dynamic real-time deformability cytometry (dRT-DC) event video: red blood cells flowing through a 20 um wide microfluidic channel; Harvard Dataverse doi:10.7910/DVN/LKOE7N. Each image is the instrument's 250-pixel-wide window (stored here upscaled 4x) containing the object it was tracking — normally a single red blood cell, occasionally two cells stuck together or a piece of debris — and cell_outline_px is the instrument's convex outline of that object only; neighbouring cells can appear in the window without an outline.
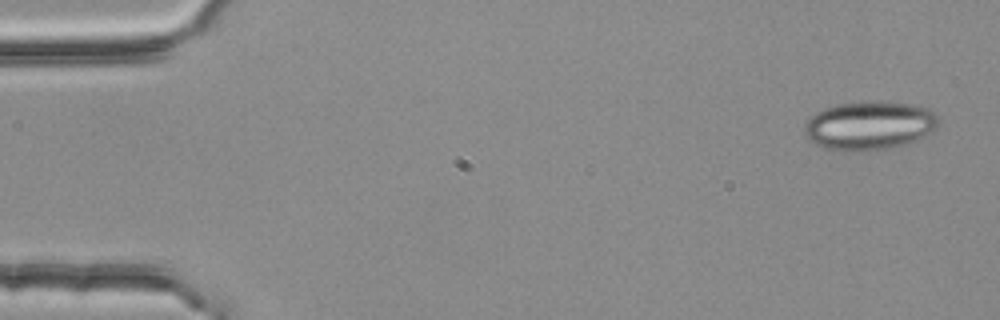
{"species": "common noctule bat (a hibernating species)", "species_latin": "Nyctalus noctula", "temperature_condition": "room temperature", "stored_images_in_passage": 4, "camera_frame_rate_fps": 3000, "um_per_image_px": 0.085, "animal": {"sex": "female", "body_mass_g": 25.1}, "frame": {"image": 1, "passage_image": 1, "time_ms": 0.0, "image_size_px": [1000, 320], "cell_outline_px": [[940, 124], [936, 128], [916, 140], [908, 144], [888, 148], [864, 152], [840, 152], [820, 148], [804, 132], [804, 124], [816, 112], [824, 108], [836, 104], [912, 104], [928, 108], [940, 120]], "centroid_in_image_um": [73.88, 10.74], "position_along_channel_um": 11.1, "area_um2": 37.51}}
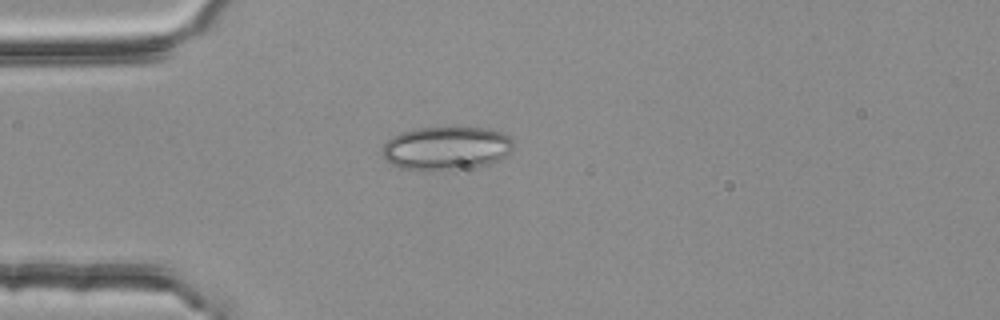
{"frame": {"image": 2, "passage_image": 4, "time_ms": 1.0, "image_size_px": [1000, 320], "cell_outline_px": [[512, 148], [500, 160], [488, 164], [456, 172], [424, 172], [400, 168], [392, 164], [384, 156], [384, 144], [392, 136], [400, 132], [416, 128], [488, 128], [504, 132], [512, 140]], "centroid_in_image_um": [37.94, 12.65], "position_along_channel_um": 47.1, "area_um2": 33.99}}